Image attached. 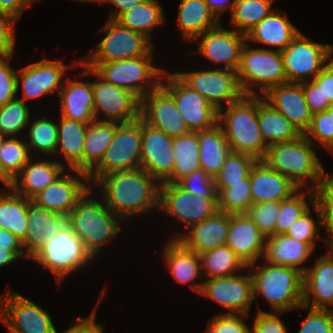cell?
<instances>
[{
  "instance_id": "cell-34",
  "label": "cell",
  "mask_w": 333,
  "mask_h": 333,
  "mask_svg": "<svg viewBox=\"0 0 333 333\" xmlns=\"http://www.w3.org/2000/svg\"><path fill=\"white\" fill-rule=\"evenodd\" d=\"M177 12L176 24L182 38L189 42L221 23L205 0H180Z\"/></svg>"
},
{
  "instance_id": "cell-53",
  "label": "cell",
  "mask_w": 333,
  "mask_h": 333,
  "mask_svg": "<svg viewBox=\"0 0 333 333\" xmlns=\"http://www.w3.org/2000/svg\"><path fill=\"white\" fill-rule=\"evenodd\" d=\"M281 201H267L252 204L247 215L267 237L275 234L276 218L279 214Z\"/></svg>"
},
{
  "instance_id": "cell-14",
  "label": "cell",
  "mask_w": 333,
  "mask_h": 333,
  "mask_svg": "<svg viewBox=\"0 0 333 333\" xmlns=\"http://www.w3.org/2000/svg\"><path fill=\"white\" fill-rule=\"evenodd\" d=\"M159 210L181 222L186 228L214 215L218 208V198H208L189 193L177 183H160Z\"/></svg>"
},
{
  "instance_id": "cell-43",
  "label": "cell",
  "mask_w": 333,
  "mask_h": 333,
  "mask_svg": "<svg viewBox=\"0 0 333 333\" xmlns=\"http://www.w3.org/2000/svg\"><path fill=\"white\" fill-rule=\"evenodd\" d=\"M275 0H235L230 16V25L240 33L247 34L275 9Z\"/></svg>"
},
{
  "instance_id": "cell-62",
  "label": "cell",
  "mask_w": 333,
  "mask_h": 333,
  "mask_svg": "<svg viewBox=\"0 0 333 333\" xmlns=\"http://www.w3.org/2000/svg\"><path fill=\"white\" fill-rule=\"evenodd\" d=\"M313 81L321 87L323 103L333 104V58L314 77Z\"/></svg>"
},
{
  "instance_id": "cell-25",
  "label": "cell",
  "mask_w": 333,
  "mask_h": 333,
  "mask_svg": "<svg viewBox=\"0 0 333 333\" xmlns=\"http://www.w3.org/2000/svg\"><path fill=\"white\" fill-rule=\"evenodd\" d=\"M302 305L333 310V258L328 253L318 257L315 265L303 273Z\"/></svg>"
},
{
  "instance_id": "cell-28",
  "label": "cell",
  "mask_w": 333,
  "mask_h": 333,
  "mask_svg": "<svg viewBox=\"0 0 333 333\" xmlns=\"http://www.w3.org/2000/svg\"><path fill=\"white\" fill-rule=\"evenodd\" d=\"M229 229V213L217 211L206 220L192 225L189 232L174 233L169 239L179 240L186 248L198 255L226 245V238Z\"/></svg>"
},
{
  "instance_id": "cell-6",
  "label": "cell",
  "mask_w": 333,
  "mask_h": 333,
  "mask_svg": "<svg viewBox=\"0 0 333 333\" xmlns=\"http://www.w3.org/2000/svg\"><path fill=\"white\" fill-rule=\"evenodd\" d=\"M250 46V42L244 44L237 69L244 95L263 96L271 87L287 83L281 52L274 48Z\"/></svg>"
},
{
  "instance_id": "cell-11",
  "label": "cell",
  "mask_w": 333,
  "mask_h": 333,
  "mask_svg": "<svg viewBox=\"0 0 333 333\" xmlns=\"http://www.w3.org/2000/svg\"><path fill=\"white\" fill-rule=\"evenodd\" d=\"M280 52L287 83H301L313 80L327 65L333 54V44L313 42L300 31Z\"/></svg>"
},
{
  "instance_id": "cell-8",
  "label": "cell",
  "mask_w": 333,
  "mask_h": 333,
  "mask_svg": "<svg viewBox=\"0 0 333 333\" xmlns=\"http://www.w3.org/2000/svg\"><path fill=\"white\" fill-rule=\"evenodd\" d=\"M153 55L111 62H83L106 82L130 90L140 99L161 84L166 69L153 65Z\"/></svg>"
},
{
  "instance_id": "cell-10",
  "label": "cell",
  "mask_w": 333,
  "mask_h": 333,
  "mask_svg": "<svg viewBox=\"0 0 333 333\" xmlns=\"http://www.w3.org/2000/svg\"><path fill=\"white\" fill-rule=\"evenodd\" d=\"M100 31L107 34L96 49L80 58L82 62H111L154 54L153 42L116 20L108 19Z\"/></svg>"
},
{
  "instance_id": "cell-16",
  "label": "cell",
  "mask_w": 333,
  "mask_h": 333,
  "mask_svg": "<svg viewBox=\"0 0 333 333\" xmlns=\"http://www.w3.org/2000/svg\"><path fill=\"white\" fill-rule=\"evenodd\" d=\"M161 85L172 95L190 131L213 127L218 120L216 110L200 93L186 85L174 72L164 71Z\"/></svg>"
},
{
  "instance_id": "cell-39",
  "label": "cell",
  "mask_w": 333,
  "mask_h": 333,
  "mask_svg": "<svg viewBox=\"0 0 333 333\" xmlns=\"http://www.w3.org/2000/svg\"><path fill=\"white\" fill-rule=\"evenodd\" d=\"M5 187L0 189V228L8 230L23 242L27 232L28 199L9 186Z\"/></svg>"
},
{
  "instance_id": "cell-29",
  "label": "cell",
  "mask_w": 333,
  "mask_h": 333,
  "mask_svg": "<svg viewBox=\"0 0 333 333\" xmlns=\"http://www.w3.org/2000/svg\"><path fill=\"white\" fill-rule=\"evenodd\" d=\"M67 223L66 217L28 199L27 232L22 242L26 258L32 259L45 245L47 238L57 235Z\"/></svg>"
},
{
  "instance_id": "cell-13",
  "label": "cell",
  "mask_w": 333,
  "mask_h": 333,
  "mask_svg": "<svg viewBox=\"0 0 333 333\" xmlns=\"http://www.w3.org/2000/svg\"><path fill=\"white\" fill-rule=\"evenodd\" d=\"M87 75L97 78L92 81L96 120L126 123L140 118L141 99L138 96L130 90L106 82L88 66Z\"/></svg>"
},
{
  "instance_id": "cell-66",
  "label": "cell",
  "mask_w": 333,
  "mask_h": 333,
  "mask_svg": "<svg viewBox=\"0 0 333 333\" xmlns=\"http://www.w3.org/2000/svg\"><path fill=\"white\" fill-rule=\"evenodd\" d=\"M211 12L221 22V16L227 10H230V14L234 9L235 0H205Z\"/></svg>"
},
{
  "instance_id": "cell-22",
  "label": "cell",
  "mask_w": 333,
  "mask_h": 333,
  "mask_svg": "<svg viewBox=\"0 0 333 333\" xmlns=\"http://www.w3.org/2000/svg\"><path fill=\"white\" fill-rule=\"evenodd\" d=\"M173 137L142 120L141 166L159 183L166 182L174 170Z\"/></svg>"
},
{
  "instance_id": "cell-54",
  "label": "cell",
  "mask_w": 333,
  "mask_h": 333,
  "mask_svg": "<svg viewBox=\"0 0 333 333\" xmlns=\"http://www.w3.org/2000/svg\"><path fill=\"white\" fill-rule=\"evenodd\" d=\"M177 184L189 193L200 194L208 198H218L215 179L201 168L183 177Z\"/></svg>"
},
{
  "instance_id": "cell-49",
  "label": "cell",
  "mask_w": 333,
  "mask_h": 333,
  "mask_svg": "<svg viewBox=\"0 0 333 333\" xmlns=\"http://www.w3.org/2000/svg\"><path fill=\"white\" fill-rule=\"evenodd\" d=\"M27 103L21 99H14L4 106H0V132L6 137H17L23 133L29 124L32 112Z\"/></svg>"
},
{
  "instance_id": "cell-17",
  "label": "cell",
  "mask_w": 333,
  "mask_h": 333,
  "mask_svg": "<svg viewBox=\"0 0 333 333\" xmlns=\"http://www.w3.org/2000/svg\"><path fill=\"white\" fill-rule=\"evenodd\" d=\"M68 67L61 59L44 58L18 69L16 75L17 93L22 87L23 97L17 96V98L27 103L28 100H37V98L39 100L40 97L47 94L58 93L59 95Z\"/></svg>"
},
{
  "instance_id": "cell-15",
  "label": "cell",
  "mask_w": 333,
  "mask_h": 333,
  "mask_svg": "<svg viewBox=\"0 0 333 333\" xmlns=\"http://www.w3.org/2000/svg\"><path fill=\"white\" fill-rule=\"evenodd\" d=\"M189 87L202 94L216 109L240 99L244 93L239 85L237 71L221 68L175 72Z\"/></svg>"
},
{
  "instance_id": "cell-33",
  "label": "cell",
  "mask_w": 333,
  "mask_h": 333,
  "mask_svg": "<svg viewBox=\"0 0 333 333\" xmlns=\"http://www.w3.org/2000/svg\"><path fill=\"white\" fill-rule=\"evenodd\" d=\"M300 31L287 18L285 12L274 10L246 34L247 42L265 44L282 51Z\"/></svg>"
},
{
  "instance_id": "cell-24",
  "label": "cell",
  "mask_w": 333,
  "mask_h": 333,
  "mask_svg": "<svg viewBox=\"0 0 333 333\" xmlns=\"http://www.w3.org/2000/svg\"><path fill=\"white\" fill-rule=\"evenodd\" d=\"M266 236L247 213L229 214L226 245L248 266L264 258Z\"/></svg>"
},
{
  "instance_id": "cell-52",
  "label": "cell",
  "mask_w": 333,
  "mask_h": 333,
  "mask_svg": "<svg viewBox=\"0 0 333 333\" xmlns=\"http://www.w3.org/2000/svg\"><path fill=\"white\" fill-rule=\"evenodd\" d=\"M304 136L314 145L320 143L322 147L324 146L333 153V104L325 111L312 115L309 128ZM316 141L318 144H316Z\"/></svg>"
},
{
  "instance_id": "cell-31",
  "label": "cell",
  "mask_w": 333,
  "mask_h": 333,
  "mask_svg": "<svg viewBox=\"0 0 333 333\" xmlns=\"http://www.w3.org/2000/svg\"><path fill=\"white\" fill-rule=\"evenodd\" d=\"M299 188L287 177L257 160L250 170L252 204L267 201H282Z\"/></svg>"
},
{
  "instance_id": "cell-50",
  "label": "cell",
  "mask_w": 333,
  "mask_h": 333,
  "mask_svg": "<svg viewBox=\"0 0 333 333\" xmlns=\"http://www.w3.org/2000/svg\"><path fill=\"white\" fill-rule=\"evenodd\" d=\"M311 207L297 219L285 233V235L292 237L301 242H306L314 250L316 248L317 237H319V230L321 228V214L318 206L313 203ZM315 212L317 220H314L311 213ZM317 221V222H316Z\"/></svg>"
},
{
  "instance_id": "cell-2",
  "label": "cell",
  "mask_w": 333,
  "mask_h": 333,
  "mask_svg": "<svg viewBox=\"0 0 333 333\" xmlns=\"http://www.w3.org/2000/svg\"><path fill=\"white\" fill-rule=\"evenodd\" d=\"M313 146L304 135L295 140L276 142L267 147L262 161L289 178L299 189L307 187L315 190L327 175ZM307 181L310 182V187L307 186Z\"/></svg>"
},
{
  "instance_id": "cell-32",
  "label": "cell",
  "mask_w": 333,
  "mask_h": 333,
  "mask_svg": "<svg viewBox=\"0 0 333 333\" xmlns=\"http://www.w3.org/2000/svg\"><path fill=\"white\" fill-rule=\"evenodd\" d=\"M313 251L314 249L306 242L285 234H272L266 237L263 259L274 265L294 267L304 273L309 267L304 263L310 259Z\"/></svg>"
},
{
  "instance_id": "cell-70",
  "label": "cell",
  "mask_w": 333,
  "mask_h": 333,
  "mask_svg": "<svg viewBox=\"0 0 333 333\" xmlns=\"http://www.w3.org/2000/svg\"><path fill=\"white\" fill-rule=\"evenodd\" d=\"M73 1H79L80 3H89V2H99L100 3V0H73Z\"/></svg>"
},
{
  "instance_id": "cell-30",
  "label": "cell",
  "mask_w": 333,
  "mask_h": 333,
  "mask_svg": "<svg viewBox=\"0 0 333 333\" xmlns=\"http://www.w3.org/2000/svg\"><path fill=\"white\" fill-rule=\"evenodd\" d=\"M163 247V260L166 268L176 282L182 285L189 284V289L198 295L201 294L203 281L196 282V279H202L200 256L194 251L186 248L179 240H167ZM196 283H195V282Z\"/></svg>"
},
{
  "instance_id": "cell-47",
  "label": "cell",
  "mask_w": 333,
  "mask_h": 333,
  "mask_svg": "<svg viewBox=\"0 0 333 333\" xmlns=\"http://www.w3.org/2000/svg\"><path fill=\"white\" fill-rule=\"evenodd\" d=\"M256 159L244 153L230 152L226 157L219 174L214 178L216 190L219 194L224 188L229 187L230 183L242 182L246 178Z\"/></svg>"
},
{
  "instance_id": "cell-45",
  "label": "cell",
  "mask_w": 333,
  "mask_h": 333,
  "mask_svg": "<svg viewBox=\"0 0 333 333\" xmlns=\"http://www.w3.org/2000/svg\"><path fill=\"white\" fill-rule=\"evenodd\" d=\"M307 190L298 189L289 198L281 201L279 214L275 221V234H285L290 226L310 208L309 202L314 203V190L309 188ZM306 196L309 197L306 198Z\"/></svg>"
},
{
  "instance_id": "cell-23",
  "label": "cell",
  "mask_w": 333,
  "mask_h": 333,
  "mask_svg": "<svg viewBox=\"0 0 333 333\" xmlns=\"http://www.w3.org/2000/svg\"><path fill=\"white\" fill-rule=\"evenodd\" d=\"M72 69L77 66L85 70L81 72L79 79L64 80L59 92L60 113L62 117L89 124L95 120L94 97L92 91V81H83L87 75V66L81 61H73Z\"/></svg>"
},
{
  "instance_id": "cell-27",
  "label": "cell",
  "mask_w": 333,
  "mask_h": 333,
  "mask_svg": "<svg viewBox=\"0 0 333 333\" xmlns=\"http://www.w3.org/2000/svg\"><path fill=\"white\" fill-rule=\"evenodd\" d=\"M32 159L33 157L7 185L15 193L30 200L67 170L65 164L56 159L55 161H46L45 159L35 161Z\"/></svg>"
},
{
  "instance_id": "cell-46",
  "label": "cell",
  "mask_w": 333,
  "mask_h": 333,
  "mask_svg": "<svg viewBox=\"0 0 333 333\" xmlns=\"http://www.w3.org/2000/svg\"><path fill=\"white\" fill-rule=\"evenodd\" d=\"M31 158L26 140L8 137L1 150L2 184L8 185Z\"/></svg>"
},
{
  "instance_id": "cell-48",
  "label": "cell",
  "mask_w": 333,
  "mask_h": 333,
  "mask_svg": "<svg viewBox=\"0 0 333 333\" xmlns=\"http://www.w3.org/2000/svg\"><path fill=\"white\" fill-rule=\"evenodd\" d=\"M251 205L250 173L242 182L230 183L218 194V208L225 213H247Z\"/></svg>"
},
{
  "instance_id": "cell-42",
  "label": "cell",
  "mask_w": 333,
  "mask_h": 333,
  "mask_svg": "<svg viewBox=\"0 0 333 333\" xmlns=\"http://www.w3.org/2000/svg\"><path fill=\"white\" fill-rule=\"evenodd\" d=\"M199 256L201 270H204L202 272L204 280L231 276L247 268L243 261L227 245L205 251Z\"/></svg>"
},
{
  "instance_id": "cell-36",
  "label": "cell",
  "mask_w": 333,
  "mask_h": 333,
  "mask_svg": "<svg viewBox=\"0 0 333 333\" xmlns=\"http://www.w3.org/2000/svg\"><path fill=\"white\" fill-rule=\"evenodd\" d=\"M197 135L200 168L212 178H215L221 171L226 157L231 152V148L218 123L211 128L197 131Z\"/></svg>"
},
{
  "instance_id": "cell-40",
  "label": "cell",
  "mask_w": 333,
  "mask_h": 333,
  "mask_svg": "<svg viewBox=\"0 0 333 333\" xmlns=\"http://www.w3.org/2000/svg\"><path fill=\"white\" fill-rule=\"evenodd\" d=\"M163 10L159 0H145L143 3L126 10L116 21L130 30L141 33L151 41L153 30L166 24Z\"/></svg>"
},
{
  "instance_id": "cell-21",
  "label": "cell",
  "mask_w": 333,
  "mask_h": 333,
  "mask_svg": "<svg viewBox=\"0 0 333 333\" xmlns=\"http://www.w3.org/2000/svg\"><path fill=\"white\" fill-rule=\"evenodd\" d=\"M140 118L170 137L190 132L174 98L161 84L141 99Z\"/></svg>"
},
{
  "instance_id": "cell-58",
  "label": "cell",
  "mask_w": 333,
  "mask_h": 333,
  "mask_svg": "<svg viewBox=\"0 0 333 333\" xmlns=\"http://www.w3.org/2000/svg\"><path fill=\"white\" fill-rule=\"evenodd\" d=\"M17 20L7 12L0 10V57L14 54L16 45L15 24Z\"/></svg>"
},
{
  "instance_id": "cell-20",
  "label": "cell",
  "mask_w": 333,
  "mask_h": 333,
  "mask_svg": "<svg viewBox=\"0 0 333 333\" xmlns=\"http://www.w3.org/2000/svg\"><path fill=\"white\" fill-rule=\"evenodd\" d=\"M90 187L88 174L76 169H67L31 200L50 211L67 217Z\"/></svg>"
},
{
  "instance_id": "cell-18",
  "label": "cell",
  "mask_w": 333,
  "mask_h": 333,
  "mask_svg": "<svg viewBox=\"0 0 333 333\" xmlns=\"http://www.w3.org/2000/svg\"><path fill=\"white\" fill-rule=\"evenodd\" d=\"M198 41V49L188 54H200L211 61L214 66L223 64L224 69L237 71L241 51L246 41V34L234 29L227 30L220 23L215 28L205 31L192 42Z\"/></svg>"
},
{
  "instance_id": "cell-63",
  "label": "cell",
  "mask_w": 333,
  "mask_h": 333,
  "mask_svg": "<svg viewBox=\"0 0 333 333\" xmlns=\"http://www.w3.org/2000/svg\"><path fill=\"white\" fill-rule=\"evenodd\" d=\"M37 1L39 0H0V10L7 12L18 21L24 10Z\"/></svg>"
},
{
  "instance_id": "cell-26",
  "label": "cell",
  "mask_w": 333,
  "mask_h": 333,
  "mask_svg": "<svg viewBox=\"0 0 333 333\" xmlns=\"http://www.w3.org/2000/svg\"><path fill=\"white\" fill-rule=\"evenodd\" d=\"M263 97L284 115L301 135H304L309 128L312 114L305 100L301 83L273 86Z\"/></svg>"
},
{
  "instance_id": "cell-68",
  "label": "cell",
  "mask_w": 333,
  "mask_h": 333,
  "mask_svg": "<svg viewBox=\"0 0 333 333\" xmlns=\"http://www.w3.org/2000/svg\"><path fill=\"white\" fill-rule=\"evenodd\" d=\"M8 137H6L3 133L0 132V180L2 182V161H1V150L4 145L5 140Z\"/></svg>"
},
{
  "instance_id": "cell-41",
  "label": "cell",
  "mask_w": 333,
  "mask_h": 333,
  "mask_svg": "<svg viewBox=\"0 0 333 333\" xmlns=\"http://www.w3.org/2000/svg\"><path fill=\"white\" fill-rule=\"evenodd\" d=\"M172 151L174 170L166 183H177L183 177L200 169L197 131H190L181 136L173 137Z\"/></svg>"
},
{
  "instance_id": "cell-12",
  "label": "cell",
  "mask_w": 333,
  "mask_h": 333,
  "mask_svg": "<svg viewBox=\"0 0 333 333\" xmlns=\"http://www.w3.org/2000/svg\"><path fill=\"white\" fill-rule=\"evenodd\" d=\"M6 288L0 294V319L9 333H58L47 310Z\"/></svg>"
},
{
  "instance_id": "cell-44",
  "label": "cell",
  "mask_w": 333,
  "mask_h": 333,
  "mask_svg": "<svg viewBox=\"0 0 333 333\" xmlns=\"http://www.w3.org/2000/svg\"><path fill=\"white\" fill-rule=\"evenodd\" d=\"M27 128H29V137H27L29 141L26 140V143L30 154H33V150L35 152L37 150V152H42L44 156H55L58 142L57 123L44 115L31 122V126L29 120Z\"/></svg>"
},
{
  "instance_id": "cell-56",
  "label": "cell",
  "mask_w": 333,
  "mask_h": 333,
  "mask_svg": "<svg viewBox=\"0 0 333 333\" xmlns=\"http://www.w3.org/2000/svg\"><path fill=\"white\" fill-rule=\"evenodd\" d=\"M301 308L309 312L297 333H333V310Z\"/></svg>"
},
{
  "instance_id": "cell-64",
  "label": "cell",
  "mask_w": 333,
  "mask_h": 333,
  "mask_svg": "<svg viewBox=\"0 0 333 333\" xmlns=\"http://www.w3.org/2000/svg\"><path fill=\"white\" fill-rule=\"evenodd\" d=\"M0 248L13 250L20 258L26 253L22 246V241L6 229L0 228Z\"/></svg>"
},
{
  "instance_id": "cell-9",
  "label": "cell",
  "mask_w": 333,
  "mask_h": 333,
  "mask_svg": "<svg viewBox=\"0 0 333 333\" xmlns=\"http://www.w3.org/2000/svg\"><path fill=\"white\" fill-rule=\"evenodd\" d=\"M142 119L118 123L100 163L88 174L90 186L101 176L141 166Z\"/></svg>"
},
{
  "instance_id": "cell-60",
  "label": "cell",
  "mask_w": 333,
  "mask_h": 333,
  "mask_svg": "<svg viewBox=\"0 0 333 333\" xmlns=\"http://www.w3.org/2000/svg\"><path fill=\"white\" fill-rule=\"evenodd\" d=\"M105 295L106 289L104 288L97 304L95 305L90 315L87 317L84 316L82 318L79 317L77 320L73 318V326L60 333H104V326L101 324H97L95 321V317L97 314V308Z\"/></svg>"
},
{
  "instance_id": "cell-69",
  "label": "cell",
  "mask_w": 333,
  "mask_h": 333,
  "mask_svg": "<svg viewBox=\"0 0 333 333\" xmlns=\"http://www.w3.org/2000/svg\"><path fill=\"white\" fill-rule=\"evenodd\" d=\"M329 247V251H327V253L333 258V241H330L328 243H326Z\"/></svg>"
},
{
  "instance_id": "cell-3",
  "label": "cell",
  "mask_w": 333,
  "mask_h": 333,
  "mask_svg": "<svg viewBox=\"0 0 333 333\" xmlns=\"http://www.w3.org/2000/svg\"><path fill=\"white\" fill-rule=\"evenodd\" d=\"M217 123L232 152L248 154L256 160L264 158L268 146L258 124V95H243L218 110Z\"/></svg>"
},
{
  "instance_id": "cell-5",
  "label": "cell",
  "mask_w": 333,
  "mask_h": 333,
  "mask_svg": "<svg viewBox=\"0 0 333 333\" xmlns=\"http://www.w3.org/2000/svg\"><path fill=\"white\" fill-rule=\"evenodd\" d=\"M250 264L253 296L261 295L275 313L300 309L303 299V273L290 266L274 265L265 261L262 265ZM254 269V270H253Z\"/></svg>"
},
{
  "instance_id": "cell-61",
  "label": "cell",
  "mask_w": 333,
  "mask_h": 333,
  "mask_svg": "<svg viewBox=\"0 0 333 333\" xmlns=\"http://www.w3.org/2000/svg\"><path fill=\"white\" fill-rule=\"evenodd\" d=\"M305 100L307 102L311 114H316L325 111L331 104L323 103V94L313 80L301 82Z\"/></svg>"
},
{
  "instance_id": "cell-37",
  "label": "cell",
  "mask_w": 333,
  "mask_h": 333,
  "mask_svg": "<svg viewBox=\"0 0 333 333\" xmlns=\"http://www.w3.org/2000/svg\"><path fill=\"white\" fill-rule=\"evenodd\" d=\"M258 124L262 139L267 146L276 142L295 140L301 136L291 122L261 95H258Z\"/></svg>"
},
{
  "instance_id": "cell-51",
  "label": "cell",
  "mask_w": 333,
  "mask_h": 333,
  "mask_svg": "<svg viewBox=\"0 0 333 333\" xmlns=\"http://www.w3.org/2000/svg\"><path fill=\"white\" fill-rule=\"evenodd\" d=\"M314 203L321 214V228L325 229L328 238L322 237L325 243L333 241V173H330L315 190Z\"/></svg>"
},
{
  "instance_id": "cell-57",
  "label": "cell",
  "mask_w": 333,
  "mask_h": 333,
  "mask_svg": "<svg viewBox=\"0 0 333 333\" xmlns=\"http://www.w3.org/2000/svg\"><path fill=\"white\" fill-rule=\"evenodd\" d=\"M13 56L0 57V106L17 98V70L9 63Z\"/></svg>"
},
{
  "instance_id": "cell-1",
  "label": "cell",
  "mask_w": 333,
  "mask_h": 333,
  "mask_svg": "<svg viewBox=\"0 0 333 333\" xmlns=\"http://www.w3.org/2000/svg\"><path fill=\"white\" fill-rule=\"evenodd\" d=\"M93 185L101 188L100 199L123 221L159 208L160 183L142 168L103 175Z\"/></svg>"
},
{
  "instance_id": "cell-65",
  "label": "cell",
  "mask_w": 333,
  "mask_h": 333,
  "mask_svg": "<svg viewBox=\"0 0 333 333\" xmlns=\"http://www.w3.org/2000/svg\"><path fill=\"white\" fill-rule=\"evenodd\" d=\"M145 0H100V3H111L116 8V11H110L109 18L116 20L122 13L130 8L143 3Z\"/></svg>"
},
{
  "instance_id": "cell-7",
  "label": "cell",
  "mask_w": 333,
  "mask_h": 333,
  "mask_svg": "<svg viewBox=\"0 0 333 333\" xmlns=\"http://www.w3.org/2000/svg\"><path fill=\"white\" fill-rule=\"evenodd\" d=\"M95 259L85 248L83 241L66 223L57 235L47 238L45 245L32 258L44 270L55 275L57 284H61L70 273L90 265Z\"/></svg>"
},
{
  "instance_id": "cell-19",
  "label": "cell",
  "mask_w": 333,
  "mask_h": 333,
  "mask_svg": "<svg viewBox=\"0 0 333 333\" xmlns=\"http://www.w3.org/2000/svg\"><path fill=\"white\" fill-rule=\"evenodd\" d=\"M201 294L227 309L220 313L247 314L254 301L253 282L250 271L203 280Z\"/></svg>"
},
{
  "instance_id": "cell-4",
  "label": "cell",
  "mask_w": 333,
  "mask_h": 333,
  "mask_svg": "<svg viewBox=\"0 0 333 333\" xmlns=\"http://www.w3.org/2000/svg\"><path fill=\"white\" fill-rule=\"evenodd\" d=\"M92 191L90 187L78 200L66 217V221L83 241L85 248L96 258L95 255L101 253V247L119 234L120 222L123 220L102 200L92 198L94 196Z\"/></svg>"
},
{
  "instance_id": "cell-55",
  "label": "cell",
  "mask_w": 333,
  "mask_h": 333,
  "mask_svg": "<svg viewBox=\"0 0 333 333\" xmlns=\"http://www.w3.org/2000/svg\"><path fill=\"white\" fill-rule=\"evenodd\" d=\"M247 314L218 313L207 324L206 333H250V327L243 321Z\"/></svg>"
},
{
  "instance_id": "cell-59",
  "label": "cell",
  "mask_w": 333,
  "mask_h": 333,
  "mask_svg": "<svg viewBox=\"0 0 333 333\" xmlns=\"http://www.w3.org/2000/svg\"><path fill=\"white\" fill-rule=\"evenodd\" d=\"M279 314L282 313L264 312L258 308L250 333H289Z\"/></svg>"
},
{
  "instance_id": "cell-38",
  "label": "cell",
  "mask_w": 333,
  "mask_h": 333,
  "mask_svg": "<svg viewBox=\"0 0 333 333\" xmlns=\"http://www.w3.org/2000/svg\"><path fill=\"white\" fill-rule=\"evenodd\" d=\"M117 122L94 120L87 125L83 147V172L89 174L102 160L112 142Z\"/></svg>"
},
{
  "instance_id": "cell-67",
  "label": "cell",
  "mask_w": 333,
  "mask_h": 333,
  "mask_svg": "<svg viewBox=\"0 0 333 333\" xmlns=\"http://www.w3.org/2000/svg\"><path fill=\"white\" fill-rule=\"evenodd\" d=\"M20 257L13 251L6 248H0V269L13 264Z\"/></svg>"
},
{
  "instance_id": "cell-35",
  "label": "cell",
  "mask_w": 333,
  "mask_h": 333,
  "mask_svg": "<svg viewBox=\"0 0 333 333\" xmlns=\"http://www.w3.org/2000/svg\"><path fill=\"white\" fill-rule=\"evenodd\" d=\"M58 122L56 154L58 152L62 156L67 169L83 172V147L88 124L62 116Z\"/></svg>"
}]
</instances>
